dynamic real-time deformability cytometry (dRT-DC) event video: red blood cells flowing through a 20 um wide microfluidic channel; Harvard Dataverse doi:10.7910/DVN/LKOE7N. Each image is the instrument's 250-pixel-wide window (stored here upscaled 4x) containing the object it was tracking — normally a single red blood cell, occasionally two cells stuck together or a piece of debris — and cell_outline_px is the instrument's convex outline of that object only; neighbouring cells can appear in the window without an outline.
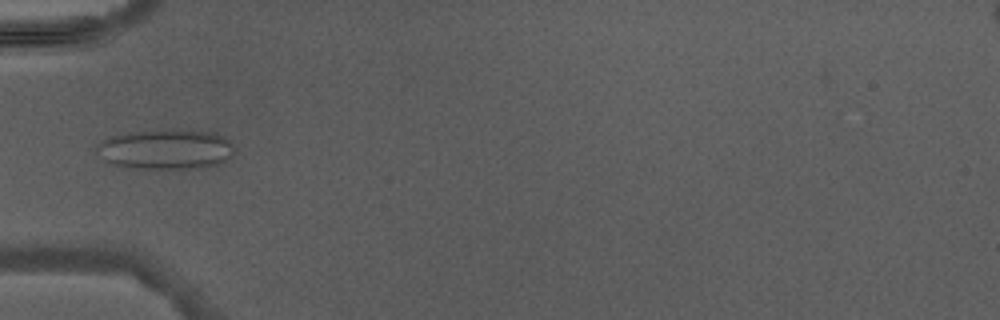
{"species": "Egyptian fruit bat (a non-hibernating species)", "species_latin": "Rousettus aegyptiacus", "temperature_condition": "warm", "stored_images_in_passage": 3, "camera_frame_rate_fps": 3000, "um_per_image_px": 0.085, "animal": {"sex": "male"}, "frame": {"image": 1, "passage_image": 3, "time_ms": 2.333, "image_size_px": [1000, 320], "cell_outline_px": [[232, 156], [228, 160], [220, 164], [200, 168], [132, 168], [116, 164], [108, 160], [96, 152], [92, 148], [104, 140], [112, 136], [136, 132], [216, 132], [224, 136], [232, 144]], "centroid_in_image_um": [14.13, 12.73], "position_along_channel_um": 70.9, "area_um2": 31.04}}